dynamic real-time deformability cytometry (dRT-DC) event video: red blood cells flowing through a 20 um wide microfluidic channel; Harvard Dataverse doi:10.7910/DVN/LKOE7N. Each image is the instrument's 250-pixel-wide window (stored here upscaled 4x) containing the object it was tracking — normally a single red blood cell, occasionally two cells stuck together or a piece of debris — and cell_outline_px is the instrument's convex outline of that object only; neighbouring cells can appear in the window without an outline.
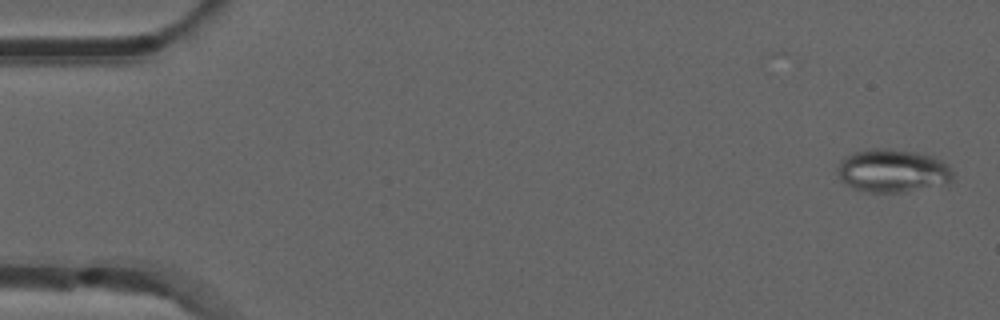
{"species": "common noctule bat (a hibernating species)", "species_latin": "Nyctalus noctula", "temperature_condition": "room temperature", "stored_images_in_passage": 53, "camera_frame_rate_fps": 3000, "um_per_image_px": 0.085, "animal": {"sex": "male", "forearm_length_mm": 52.5}, "frame": {"image": 1, "passage_image": 2, "time_ms": 0.333, "image_size_px": [1000, 320], "cell_outline_px": [[952, 180], [948, 188], [908, 192], [868, 192], [856, 188], [840, 180], [836, 172], [836, 168], [840, 160], [844, 156], [852, 152], [868, 148], [892, 148], [916, 152], [932, 156], [948, 164], [952, 172]], "centroid_in_image_um": [75.94, 14.53], "position_along_channel_um": 9.1, "area_um2": 30.17}}
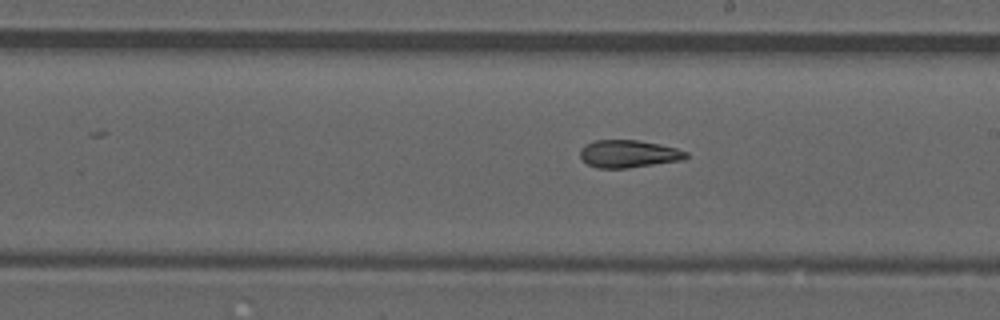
{"frame": {"image": 2, "passage_image": 30, "time_ms": 9.667, "image_size_px": [1000, 320], "cell_outline_px": [[688, 156], [680, 160], [628, 168], [596, 168], [588, 164], [580, 156], [580, 148], [584, 144], [596, 140], [636, 140], [660, 144], [676, 148], [688, 152]], "centroid_in_image_um": [53.39, 13.07], "position_along_channel_um": 235.6, "area_um2": 16.94}}
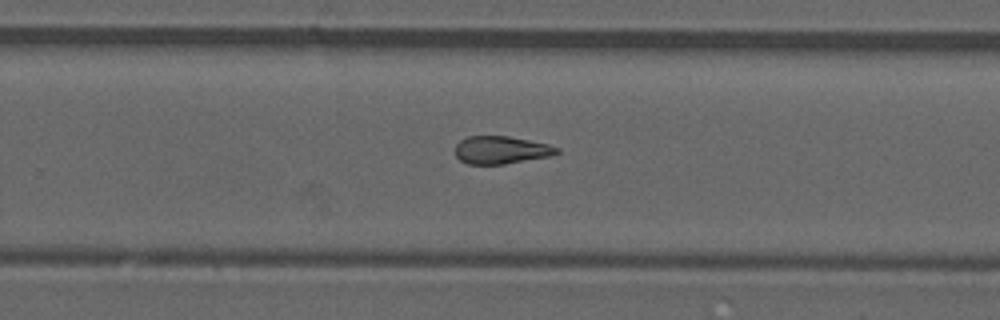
{"frame": {"image": 3, "passage_image": 34, "time_ms": 11.0, "image_size_px": [1000, 320], "cell_outline_px": [[560, 152], [552, 156], [504, 164], [468, 164], [460, 160], [456, 156], [456, 144], [460, 140], [468, 136], [508, 136], [548, 144], [560, 148]], "centroid_in_image_um": [42.61, 12.75], "position_along_channel_um": 287.2, "area_um2": 16.47}, "authors_computed_cell_mechanics": {"area_um2": 17.8024, "velocity_mm_per_s": 3.9024, "shape_relaxation_time_tau1_ms": null, "shape_relaxation_time_tau2_ms": 3.8973, "deformation_change_tau1": null, "deformation_change_tau2": 0.1174}}